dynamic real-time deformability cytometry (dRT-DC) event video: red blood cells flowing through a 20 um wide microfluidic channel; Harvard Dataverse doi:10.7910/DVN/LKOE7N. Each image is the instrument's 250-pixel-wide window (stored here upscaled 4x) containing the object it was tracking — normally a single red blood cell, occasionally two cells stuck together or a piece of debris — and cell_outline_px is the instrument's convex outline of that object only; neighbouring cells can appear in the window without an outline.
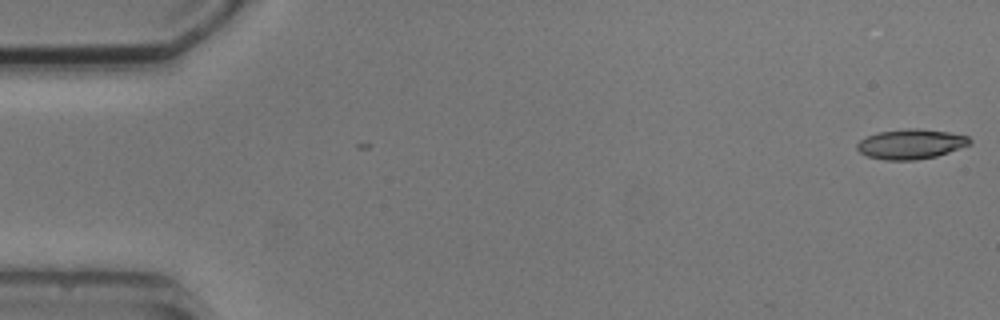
{"species": "common noctule bat (a hibernating species)", "species_latin": "Nyctalus noctula", "temperature_condition": "cold", "stored_images_in_passage": 5, "camera_frame_rate_fps": 3000, "um_per_image_px": 0.085, "animal": {"sex": "male", "body_mass_g": 20.5, "forearm_length_mm": 52.5}, "frame": {"image": 1, "passage_image": 1, "time_ms": 0.0, "image_size_px": [1000, 320], "cell_outline_px": [[972, 144], [936, 156], [916, 160], [884, 160], [868, 156], [860, 152], [856, 148], [856, 144], [860, 140], [868, 136], [880, 132], [908, 128], [916, 128], [948, 132], [968, 136], [972, 140]], "centroid_in_image_um": [77.44, 12.25], "position_along_channel_um": 7.6, "area_um2": 19.54}}
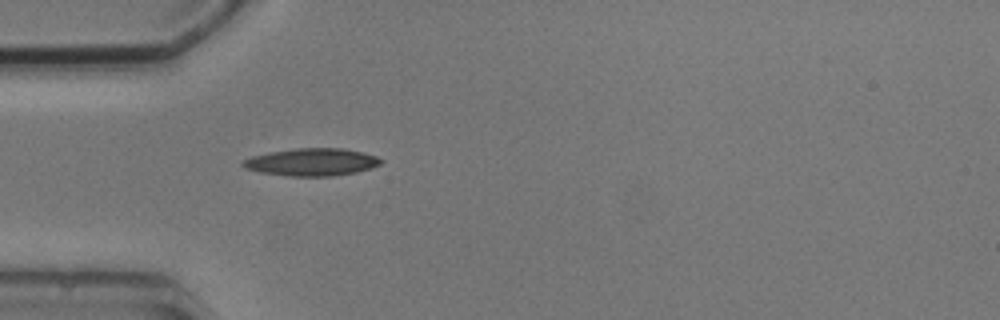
{"frame": {"image": 2, "passage_image": 5, "time_ms": 5.0, "image_size_px": [1000, 320], "cell_outline_px": [[384, 160], [380, 164], [372, 168], [356, 172], [332, 176], [288, 176], [260, 172], [244, 168], [240, 164], [240, 160], [252, 156], [268, 152], [296, 148], [344, 148], [376, 156]], "centroid_in_image_um": [26.46, 13.77], "position_along_channel_um": 58.5, "area_um2": 22.25}}